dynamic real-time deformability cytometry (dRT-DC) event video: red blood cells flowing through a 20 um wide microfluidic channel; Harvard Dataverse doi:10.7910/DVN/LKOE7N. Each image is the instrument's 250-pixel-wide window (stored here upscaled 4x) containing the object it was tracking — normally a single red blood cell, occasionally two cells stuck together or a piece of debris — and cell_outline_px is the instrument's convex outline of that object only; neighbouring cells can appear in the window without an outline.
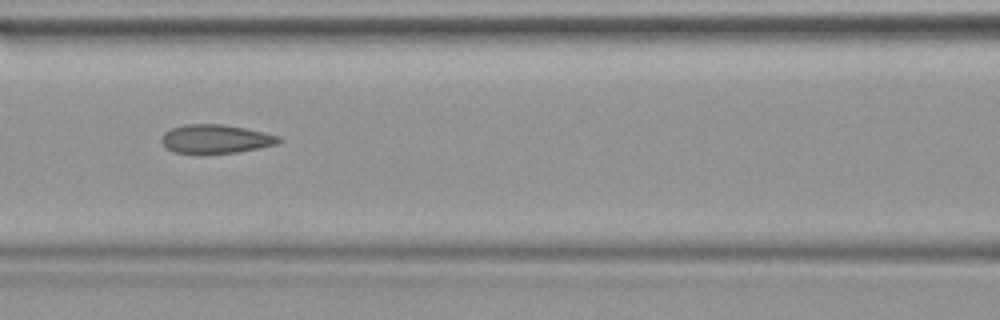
{"species": "common noctule bat (a hibernating species)", "species_latin": "Nyctalus noctula", "temperature_condition": "warm", "stored_images_in_passage": 40, "camera_frame_rate_fps": 3000, "um_per_image_px": 0.085, "animal": {"sex": "female", "body_mass_g": 19.9}, "frame": {"image": 1, "passage_image": 18, "time_ms": 5.667, "image_size_px": [1000, 320], "cell_outline_px": [[284, 140], [276, 144], [260, 148], [236, 152], [172, 152], [160, 140], [160, 136], [164, 132], [172, 128], [184, 124], [220, 124], [244, 128], [264, 132], [280, 136]], "centroid_in_image_um": [18.35, 11.79], "position_along_channel_um": 148.3, "area_um2": 19.36}}